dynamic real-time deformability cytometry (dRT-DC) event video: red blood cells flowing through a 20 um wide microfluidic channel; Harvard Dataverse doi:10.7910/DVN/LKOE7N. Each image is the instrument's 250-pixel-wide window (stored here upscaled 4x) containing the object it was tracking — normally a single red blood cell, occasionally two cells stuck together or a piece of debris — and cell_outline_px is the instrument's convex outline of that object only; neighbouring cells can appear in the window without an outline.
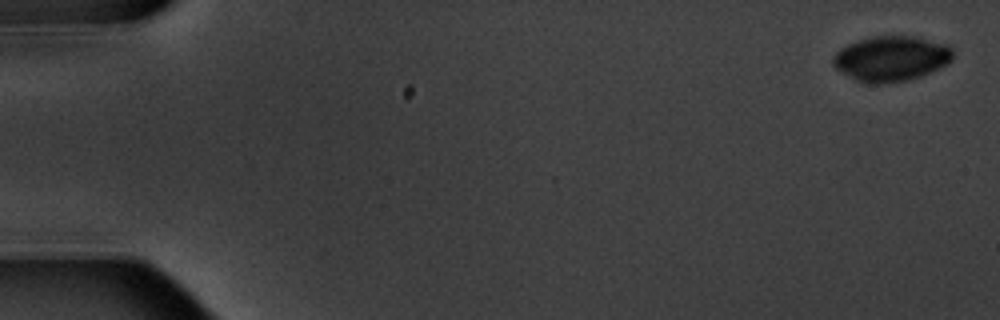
{"species": "common noctule bat (a hibernating species)", "species_latin": "Nyctalus noctula", "temperature_condition": "warm", "stored_images_in_passage": 7, "camera_frame_rate_fps": 3000, "um_per_image_px": 0.085, "animal": {"sex": "male", "body_mass_g": 20.1, "forearm_length_mm": 53.5}, "frame": {"image": 1, "passage_image": 1, "time_ms": 0.0, "image_size_px": [1000, 320], "cell_outline_px": [[952, 60], [948, 64], [920, 76], [908, 80], [880, 84], [872, 84], [856, 80], [836, 68], [832, 64], [832, 56], [840, 48], [848, 44], [872, 36], [912, 36], [948, 44], [952, 48]], "centroid_in_image_um": [75.75, 4.97], "position_along_channel_um": 9.3, "area_um2": 31.5}}